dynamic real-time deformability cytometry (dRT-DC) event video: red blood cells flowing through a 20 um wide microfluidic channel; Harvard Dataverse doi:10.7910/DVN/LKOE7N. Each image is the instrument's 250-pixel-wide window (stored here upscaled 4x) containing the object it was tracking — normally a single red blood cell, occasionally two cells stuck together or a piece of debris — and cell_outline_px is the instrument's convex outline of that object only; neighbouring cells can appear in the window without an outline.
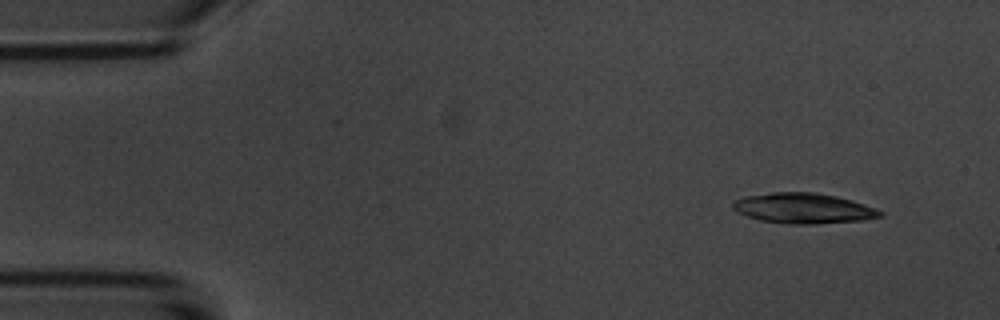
{"species": "common noctule bat (a hibernating species)", "species_latin": "Nyctalus noctula", "temperature_condition": "room temperature", "stored_images_in_passage": 4, "camera_frame_rate_fps": 3000, "um_per_image_px": 0.085, "animal": {"sex": "male", "body_mass_g": 20.1, "forearm_length_mm": 53.5}, "frame": {"image": 1, "passage_image": 1, "time_ms": 0.0, "image_size_px": [1000, 320], "cell_outline_px": [[884, 216], [860, 220], [812, 224], [792, 224], [760, 220], [736, 212], [732, 208], [732, 204], [736, 200], [744, 196], [772, 192], [816, 192], [836, 196], [852, 200], [876, 208], [884, 212]], "centroid_in_image_um": [68.29, 17.69], "position_along_channel_um": 16.7, "area_um2": 26.01}}